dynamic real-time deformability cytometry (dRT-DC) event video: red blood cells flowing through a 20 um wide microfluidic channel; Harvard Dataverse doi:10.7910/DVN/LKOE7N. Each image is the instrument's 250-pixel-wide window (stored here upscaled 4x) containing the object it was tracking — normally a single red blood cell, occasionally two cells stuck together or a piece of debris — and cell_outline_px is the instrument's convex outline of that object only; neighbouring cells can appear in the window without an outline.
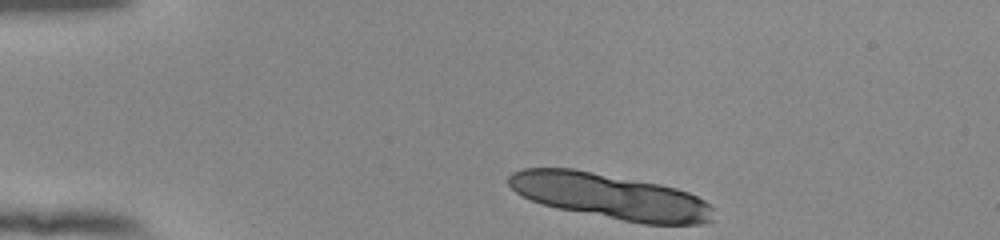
{"species": "human", "species_latin": "Homo sapiens", "temperature_condition": "room temperature", "stored_images_in_passage": 8, "camera_frame_rate_fps": 3000, "um_per_image_px": 0.085, "donor": {"sex": "female"}, "frame": {"image": 1, "passage_image": 1, "time_ms": 0.0, "image_size_px": [1000, 240], "cell_outline_px": [[712, 220], [700, 224], [644, 224], [556, 208], [532, 200], [516, 192], [508, 184], [508, 176], [512, 172], [524, 168], [572, 168], [660, 184], [676, 188], [688, 192], [704, 200], [712, 208]], "centroid_in_image_um": [51.87, 16.68], "position_along_channel_um": 33.1, "area_um2": 53.75}}